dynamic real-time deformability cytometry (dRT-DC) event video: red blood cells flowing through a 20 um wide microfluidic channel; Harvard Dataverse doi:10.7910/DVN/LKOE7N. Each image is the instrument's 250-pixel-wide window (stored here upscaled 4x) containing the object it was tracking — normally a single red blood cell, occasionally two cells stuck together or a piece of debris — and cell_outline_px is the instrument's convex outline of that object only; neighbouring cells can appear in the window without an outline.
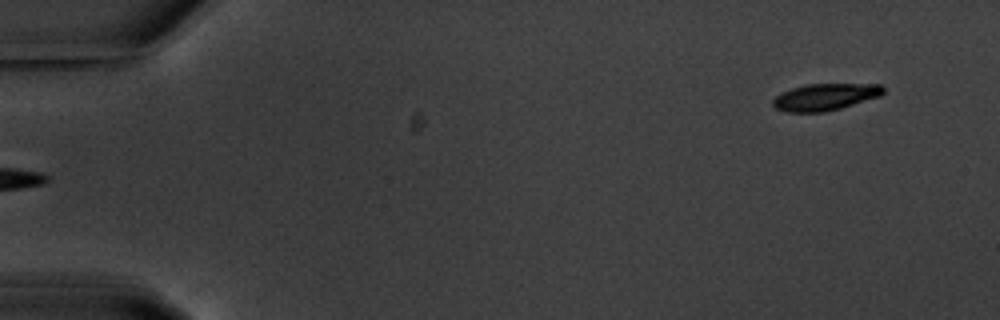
{"species": "common noctule bat (a hibernating species)", "species_latin": "Nyctalus noctula", "temperature_condition": "warm", "stored_images_in_passage": 4, "segment_of_instrument_passage": [2, 2], "camera_frame_rate_fps": 3000, "um_per_image_px": 0.085, "animal": {"sex": "male", "body_mass_g": 20.1, "forearm_length_mm": 53.5}, "frame": {"image": 1, "passage_image": 4, "time_ms": 3.333, "image_size_px": [1000, 320], "cell_outline_px": [[884, 92], [880, 96], [840, 108], [824, 112], [788, 112], [776, 108], [772, 104], [772, 100], [776, 96], [792, 88], [808, 84], [884, 84]], "centroid_in_image_um": [70.16, 8.23], "position_along_channel_um": 14.8, "area_um2": 17.11}}